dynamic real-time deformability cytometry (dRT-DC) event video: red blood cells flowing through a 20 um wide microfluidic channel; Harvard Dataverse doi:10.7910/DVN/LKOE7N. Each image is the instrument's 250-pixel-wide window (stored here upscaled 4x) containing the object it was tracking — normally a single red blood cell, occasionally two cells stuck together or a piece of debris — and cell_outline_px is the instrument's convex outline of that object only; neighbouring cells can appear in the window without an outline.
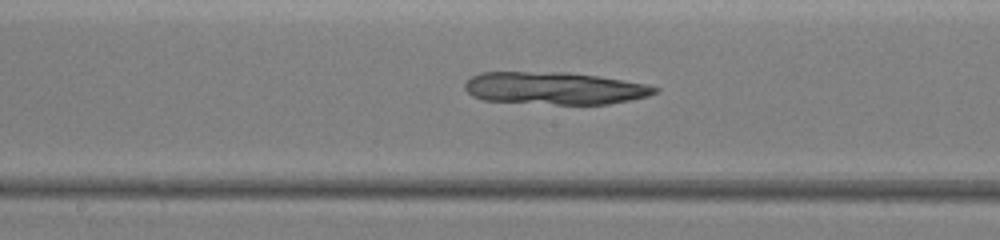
{"species": "common noctule bat (a hibernating species)", "species_latin": "Nyctalus noctula", "temperature_condition": "warm", "stored_images_in_passage": 15, "camera_frame_rate_fps": 3000, "um_per_image_px": 0.085, "animal": {"sex": "female", "body_mass_g": 19.5, "forearm_length_mm": 54.1}, "frame": {"image": 1, "passage_image": 11, "time_ms": 3.667, "image_size_px": [1000, 240], "cell_outline_px": [[660, 92], [648, 96], [608, 104], [556, 104], [484, 100], [472, 96], [464, 88], [464, 84], [472, 76], [484, 72], [568, 72], [600, 76], [644, 84], [660, 88]], "centroid_in_image_um": [47.15, 7.49], "position_along_channel_um": 201.0, "area_um2": 35.78}}